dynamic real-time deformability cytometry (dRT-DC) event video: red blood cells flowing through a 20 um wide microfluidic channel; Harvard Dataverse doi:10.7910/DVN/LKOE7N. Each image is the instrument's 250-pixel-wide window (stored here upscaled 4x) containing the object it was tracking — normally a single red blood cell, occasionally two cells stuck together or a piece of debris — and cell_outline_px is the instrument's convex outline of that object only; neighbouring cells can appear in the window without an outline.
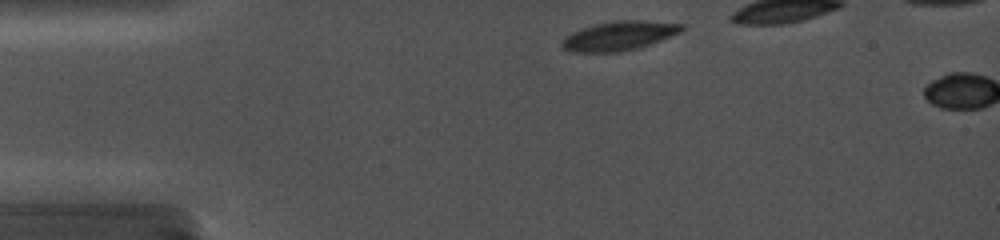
{"species": "common noctule bat (a hibernating species)", "species_latin": "Nyctalus noctula", "temperature_condition": "cold", "stored_images_in_passage": 3, "camera_frame_rate_fps": 5000, "um_per_image_px": 0.085, "animal": {"sex": "female", "body_mass_g": 19.0, "forearm_length_mm": 56.7}, "frame": {"image": 1, "passage_image": 2, "time_ms": 0.4, "image_size_px": [1000, 240], "cell_outline_px": [[684, 28], [680, 32], [660, 40], [636, 48], [620, 52], [568, 52], [560, 44], [572, 32], [596, 24], [612, 20], [644, 20], [684, 24]], "centroid_in_image_um": [52.63, 3.04], "position_along_channel_um": 32.4, "area_um2": 20.11}}